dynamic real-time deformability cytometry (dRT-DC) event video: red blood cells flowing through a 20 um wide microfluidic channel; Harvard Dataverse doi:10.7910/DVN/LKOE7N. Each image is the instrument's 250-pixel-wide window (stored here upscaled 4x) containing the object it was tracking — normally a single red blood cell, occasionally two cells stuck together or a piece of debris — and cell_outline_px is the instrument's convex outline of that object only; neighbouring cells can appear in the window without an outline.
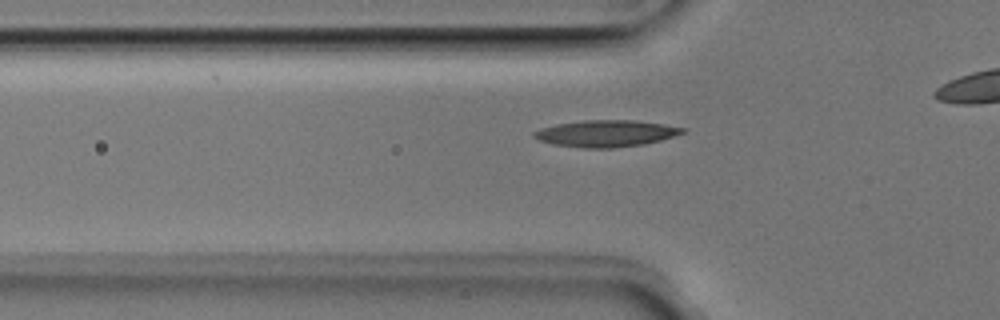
{"species": "Egyptian fruit bat (a non-hibernating species)", "species_latin": "Rousettus aegyptiacus", "temperature_condition": "room temperature", "stored_images_in_passage": 35, "camera_frame_rate_fps": 3000, "um_per_image_px": 0.085, "animal": {"sex": "male"}, "frame": {"image": 1, "passage_image": 10, "time_ms": 3.0, "image_size_px": [1000, 320], "cell_outline_px": [[688, 128], [684, 132], [660, 140], [644, 144], [612, 148], [584, 148], [552, 144], [540, 140], [532, 136], [532, 132], [540, 128], [556, 124], [584, 120], [636, 120], [664, 124]], "centroid_in_image_um": [51.49, 11.34], "position_along_channel_um": 74.3, "area_um2": 23.12}}
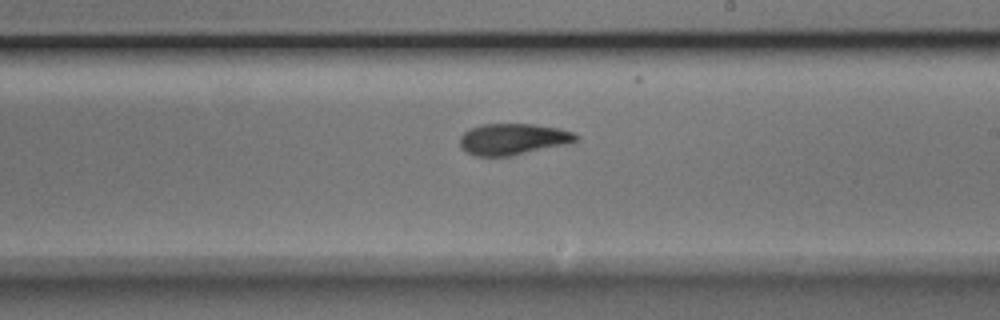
{"frame": {"image": 2, "passage_image": 23, "time_ms": 7.333, "image_size_px": [1000, 320], "cell_outline_px": [[580, 140], [572, 144], [512, 156], [476, 156], [460, 148], [460, 136], [464, 132], [480, 124], [532, 124], [560, 128], [572, 132], [580, 136]], "centroid_in_image_um": [43.68, 11.84], "position_along_channel_um": 245.3, "area_um2": 21.62}}
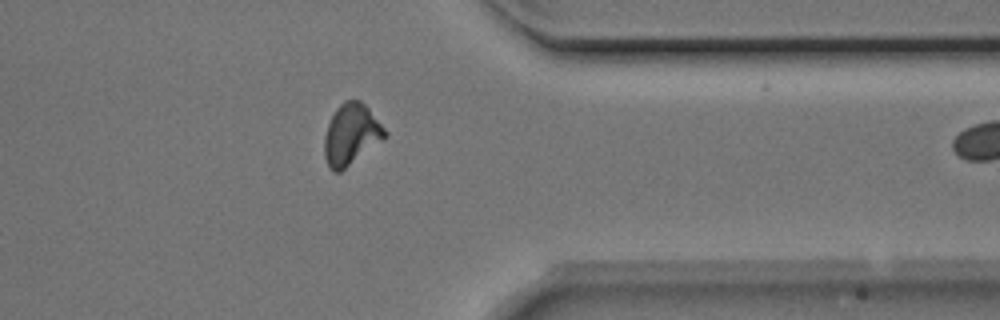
{"frame": {"image": 3, "passage_image": 34, "time_ms": 11.0, "image_size_px": [1000, 320], "cell_outline_px": [[388, 136], [384, 140], [340, 172], [332, 172], [328, 168], [324, 156], [324, 136], [328, 124], [336, 108], [344, 100], [360, 100], [368, 108], [388, 132]], "centroid_in_image_um": [29.85, 11.45], "position_along_channel_um": 381.6, "area_um2": 21.73}}